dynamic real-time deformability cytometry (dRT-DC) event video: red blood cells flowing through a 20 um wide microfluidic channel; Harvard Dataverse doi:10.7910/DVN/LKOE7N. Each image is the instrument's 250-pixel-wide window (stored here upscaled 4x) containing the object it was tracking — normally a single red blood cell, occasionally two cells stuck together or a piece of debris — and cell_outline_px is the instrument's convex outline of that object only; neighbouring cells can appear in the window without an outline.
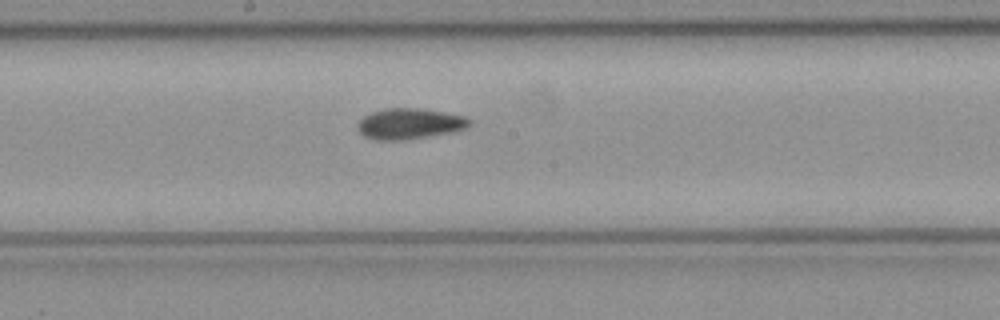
{"species": "common noctule bat (a hibernating species)", "species_latin": "Nyctalus noctula", "temperature_condition": "cold", "stored_images_in_passage": 10, "camera_frame_rate_fps": 3000, "um_per_image_px": 0.085, "animal": {"sex": "female", "body_mass_g": 21.9}, "frame": {"image": 1, "passage_image": 9, "time_ms": 2.667, "image_size_px": [1000, 320], "cell_outline_px": [[472, 124], [464, 128], [452, 132], [404, 140], [376, 140], [364, 136], [360, 132], [360, 120], [364, 116], [372, 112], [384, 108], [420, 108], [444, 112], [464, 116], [472, 120]], "centroid_in_image_um": [34.84, 10.51], "position_along_channel_um": 213.4, "area_um2": 19.88}}